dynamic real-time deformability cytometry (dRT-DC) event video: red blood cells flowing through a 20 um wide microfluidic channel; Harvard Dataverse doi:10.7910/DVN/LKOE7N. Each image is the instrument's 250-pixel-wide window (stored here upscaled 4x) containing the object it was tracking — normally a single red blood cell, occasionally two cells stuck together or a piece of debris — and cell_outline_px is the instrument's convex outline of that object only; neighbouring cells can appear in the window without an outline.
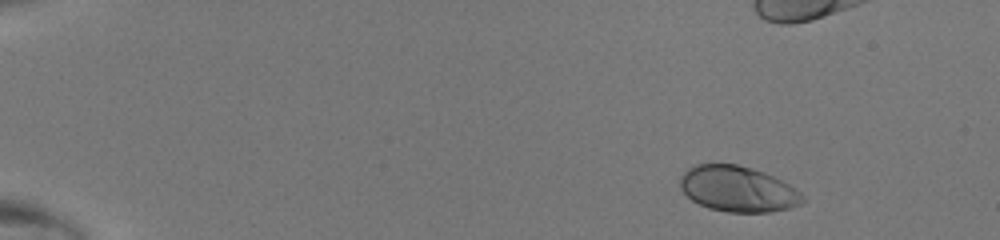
{"species": "human", "species_latin": "Homo sapiens", "temperature_condition": "room temperature", "stored_images_in_passage": 43, "camera_frame_rate_fps": 3000, "um_per_image_px": 0.085, "donor": {"sex": "male"}, "frame": {"image": 1, "passage_image": 1, "time_ms": 0.0, "image_size_px": [1000, 240], "cell_outline_px": [[804, 200], [800, 204], [788, 208], [768, 212], [728, 212], [708, 208], [692, 200], [680, 188], [680, 176], [692, 164], [736, 164], [752, 168], [764, 172], [796, 188], [804, 196]], "centroid_in_image_um": [62.69, 16.06], "position_along_channel_um": 22.3, "area_um2": 32.54}}
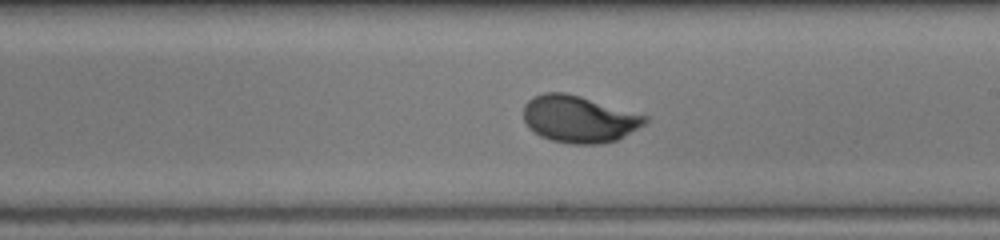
{"frame": {"image": 2, "passage_image": 25, "time_ms": 8.0, "image_size_px": [1000, 240], "cell_outline_px": [[648, 120], [644, 124], [624, 136], [616, 140], [596, 144], [572, 144], [552, 140], [540, 136], [528, 128], [524, 120], [524, 104], [532, 96], [544, 92], [564, 92], [580, 96], [648, 116]], "centroid_in_image_um": [49.17, 10.11], "position_along_channel_um": 239.8, "area_um2": 33.12}}
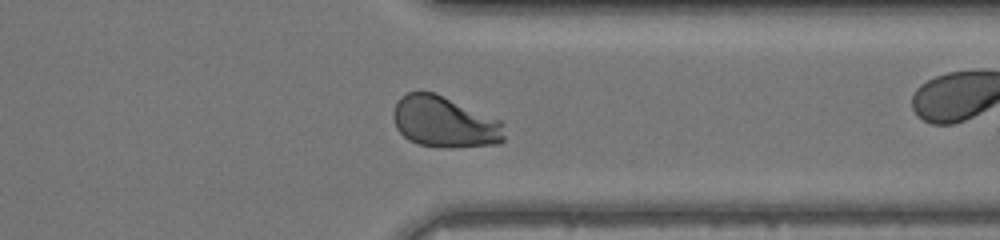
{"frame": {"image": 3, "passage_image": 34, "time_ms": 11.0, "image_size_px": [1000, 240], "cell_outline_px": [[504, 140], [500, 144], [452, 148], [444, 148], [420, 144], [408, 140], [396, 128], [392, 116], [392, 112], [396, 104], [408, 92], [432, 92], [500, 120], [504, 124]], "centroid_in_image_um": [37.79, 10.41], "position_along_channel_um": 373.6, "area_um2": 32.89}}